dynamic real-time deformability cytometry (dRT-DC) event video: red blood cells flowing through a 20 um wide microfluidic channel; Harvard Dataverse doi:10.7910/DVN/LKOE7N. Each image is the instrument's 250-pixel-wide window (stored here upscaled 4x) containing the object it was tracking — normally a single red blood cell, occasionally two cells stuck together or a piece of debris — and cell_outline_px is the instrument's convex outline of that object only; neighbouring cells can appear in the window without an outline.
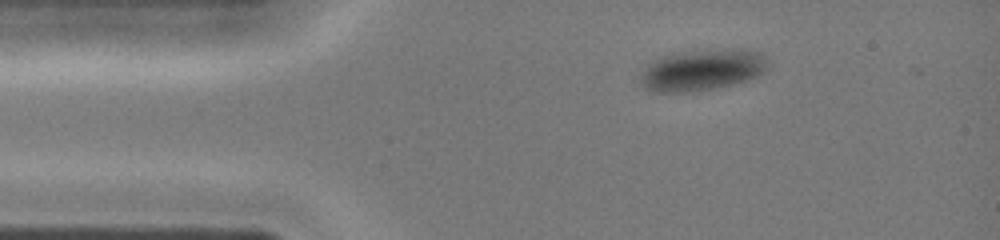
{"species": "common noctule bat (a hibernating species)", "species_latin": "Nyctalus noctula", "temperature_condition": "cold", "stored_images_in_passage": 35, "camera_frame_rate_fps": 3000, "um_per_image_px": 0.085, "animal": {"sex": "female", "body_mass_g": 19.0, "forearm_length_mm": 51.5}, "frame": {"image": 1, "passage_image": 1, "time_ms": 0.0, "image_size_px": [1000, 240], "cell_outline_px": [[772, 64], [764, 72], [756, 76], [732, 84], [716, 88], [684, 92], [656, 92], [644, 88], [640, 80], [644, 64], [648, 60], [676, 52], [724, 48], [744, 48], [760, 52]], "centroid_in_image_um": [59.68, 5.91], "position_along_channel_um": 25.3, "area_um2": 31.39}}
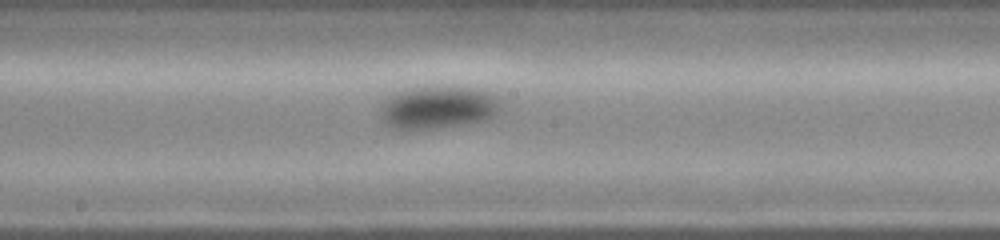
{"frame": {"image": 2, "passage_image": 16, "time_ms": 5.0, "image_size_px": [1000, 240], "cell_outline_px": [[500, 108], [492, 116], [484, 120], [468, 124], [440, 128], [392, 128], [384, 124], [380, 116], [380, 112], [384, 104], [396, 92], [416, 88], [468, 88], [484, 92], [492, 96], [496, 100]], "centroid_in_image_um": [37.18, 9.18], "position_along_channel_um": 211.0, "area_um2": 28.67}}
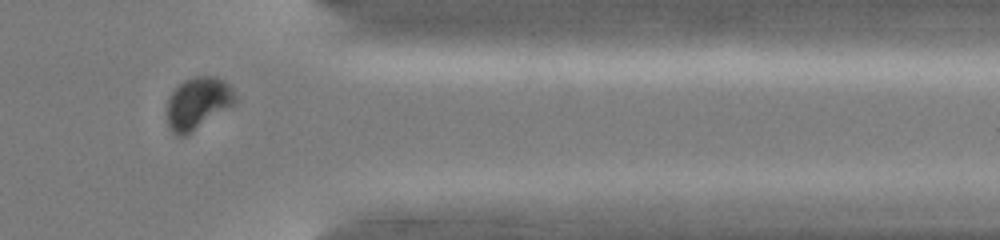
{"frame": {"image": 3, "passage_image": 28, "time_ms": 9.0, "image_size_px": [1000, 240], "cell_outline_px": [[236, 104], [192, 132], [184, 136], [176, 136], [172, 132], [168, 124], [168, 100], [172, 92], [184, 80], [196, 76], [216, 76], [224, 80], [232, 88], [236, 96]], "centroid_in_image_um": [16.85, 8.77], "position_along_channel_um": 394.5, "area_um2": 20.69}}